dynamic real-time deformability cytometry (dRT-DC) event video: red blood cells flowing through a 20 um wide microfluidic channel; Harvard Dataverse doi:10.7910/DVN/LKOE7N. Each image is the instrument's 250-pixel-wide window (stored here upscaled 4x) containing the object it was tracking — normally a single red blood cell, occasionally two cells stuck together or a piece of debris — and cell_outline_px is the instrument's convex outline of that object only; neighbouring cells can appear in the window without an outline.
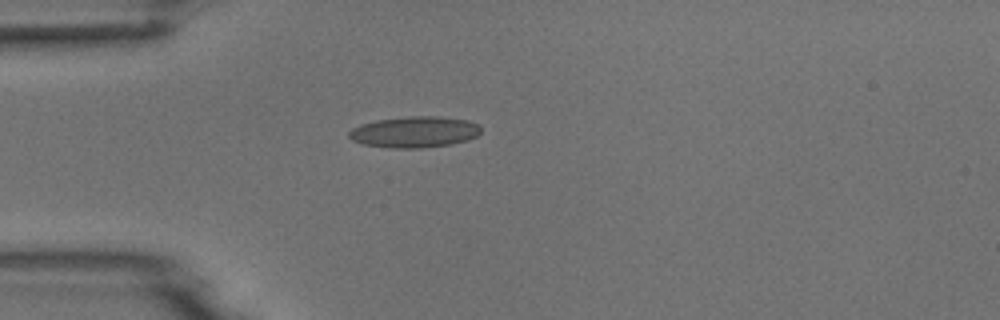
{"species": "common noctule bat (a hibernating species)", "species_latin": "Nyctalus noctula", "temperature_condition": "room temperature", "stored_images_in_passage": 1, "camera_frame_rate_fps": 3000, "um_per_image_px": 0.085, "animal": {"sex": "male", "body_mass_g": 18.8}, "frame": {"image": 1, "passage_image": 1, "time_ms": 0.0, "image_size_px": [1000, 320], "cell_outline_px": [[480, 132], [476, 136], [468, 140], [452, 144], [420, 148], [392, 148], [364, 144], [352, 140], [348, 136], [348, 132], [352, 128], [360, 124], [376, 120], [408, 116], [436, 116], [468, 120], [480, 124]], "centroid_in_image_um": [35.24, 11.21], "position_along_channel_um": 49.8, "area_um2": 24.04}}